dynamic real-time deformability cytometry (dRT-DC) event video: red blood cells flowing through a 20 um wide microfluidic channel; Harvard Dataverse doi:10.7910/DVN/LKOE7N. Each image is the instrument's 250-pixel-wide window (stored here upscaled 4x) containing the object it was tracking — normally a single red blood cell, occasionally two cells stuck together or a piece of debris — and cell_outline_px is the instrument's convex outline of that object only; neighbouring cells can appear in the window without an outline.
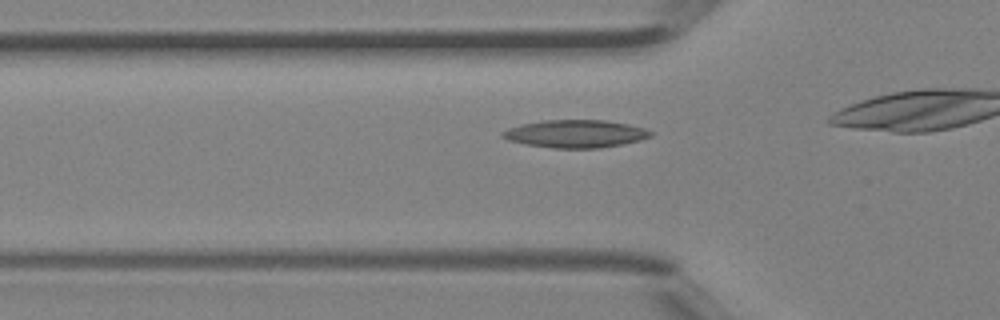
{"species": "Egyptian fruit bat (a non-hibernating species)", "species_latin": "Rousettus aegyptiacus", "temperature_condition": "room temperature", "stored_images_in_passage": 17, "camera_frame_rate_fps": 3000, "um_per_image_px": 0.085, "animal": {"sex": "female"}, "frame": {"image": 1, "passage_image": 12, "time_ms": 3.667, "image_size_px": [1000, 320], "cell_outline_px": [[652, 136], [640, 140], [600, 148], [552, 148], [528, 144], [508, 140], [500, 136], [500, 132], [508, 128], [520, 124], [544, 120], [604, 120], [628, 124], [644, 128], [652, 132]], "centroid_in_image_um": [48.89, 11.36], "position_along_channel_um": 76.9, "area_um2": 23.87}}
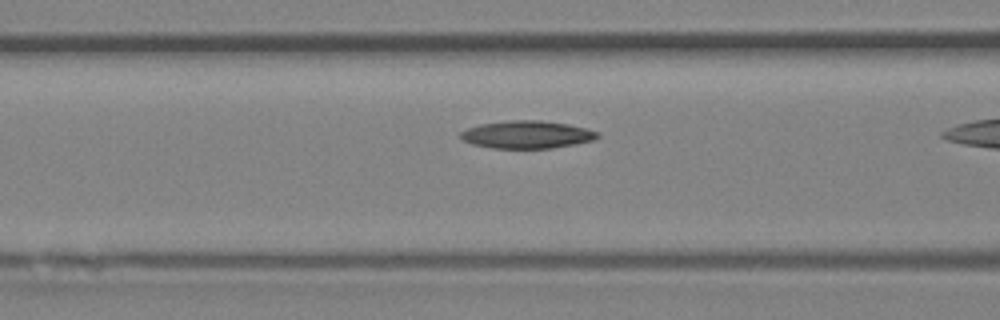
{"frame": {"image": 2, "passage_image": 15, "time_ms": 4.667, "image_size_px": [1000, 320], "cell_outline_px": [[600, 136], [596, 140], [552, 148], [492, 148], [472, 144], [460, 140], [460, 132], [468, 128], [480, 124], [508, 120], [540, 120], [568, 124], [600, 132]], "centroid_in_image_um": [44.79, 11.44], "position_along_channel_um": 121.8, "area_um2": 22.2}}